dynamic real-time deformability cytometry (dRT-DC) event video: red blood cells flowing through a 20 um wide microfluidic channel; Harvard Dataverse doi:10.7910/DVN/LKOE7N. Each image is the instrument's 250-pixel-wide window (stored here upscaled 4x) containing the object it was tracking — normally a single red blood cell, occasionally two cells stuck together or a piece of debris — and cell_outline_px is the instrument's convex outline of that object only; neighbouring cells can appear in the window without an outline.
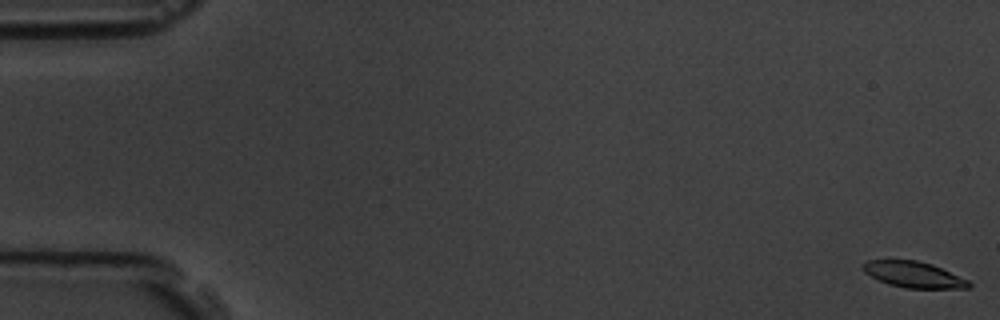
{"species": "common noctule bat (a hibernating species)", "species_latin": "Nyctalus noctula", "temperature_condition": "room temperature", "stored_images_in_passage": 6, "camera_frame_rate_fps": 3000, "um_per_image_px": 0.085, "animal": {"sex": "male", "body_mass_g": 19.5, "forearm_length_mm": 54.6}, "frame": {"image": 1, "passage_image": 1, "time_ms": 0.0, "image_size_px": [1000, 320], "cell_outline_px": [[972, 288], [908, 288], [888, 284], [864, 272], [860, 264], [868, 260], [916, 260], [932, 264], [968, 280], [972, 284]], "centroid_in_image_um": [77.66, 23.33], "position_along_channel_um": 7.3, "area_um2": 15.95}}
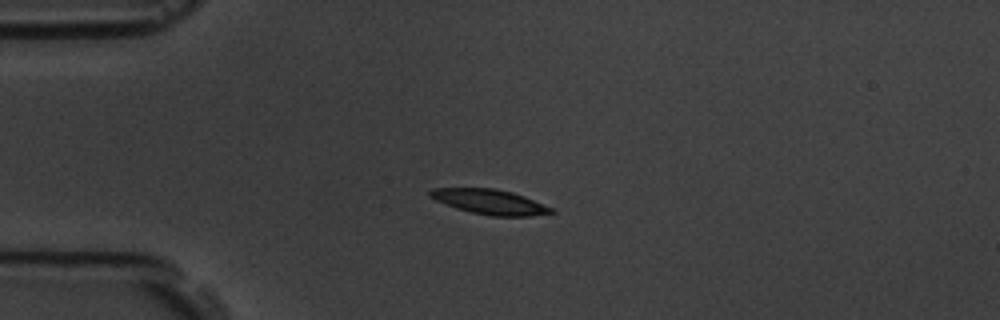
{"frame": {"image": 2, "passage_image": 5, "time_ms": 4.667, "image_size_px": [1000, 320], "cell_outline_px": [[556, 212], [532, 216], [492, 216], [472, 212], [456, 208], [444, 204], [428, 196], [428, 192], [432, 188], [492, 188], [512, 192], [524, 196], [552, 208]], "centroid_in_image_um": [41.61, 17.15], "position_along_channel_um": 43.4, "area_um2": 17.51}}